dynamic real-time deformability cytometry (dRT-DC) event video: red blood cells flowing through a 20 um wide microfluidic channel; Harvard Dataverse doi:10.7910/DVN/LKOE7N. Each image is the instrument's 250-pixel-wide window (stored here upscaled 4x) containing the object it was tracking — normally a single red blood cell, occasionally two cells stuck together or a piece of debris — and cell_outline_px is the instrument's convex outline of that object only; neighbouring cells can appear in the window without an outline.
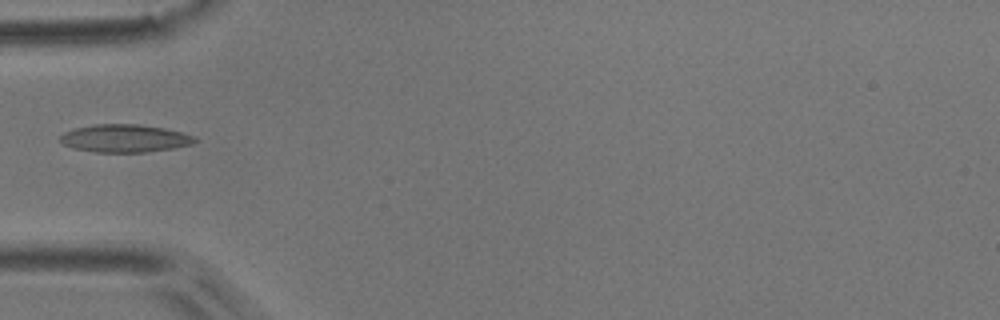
{"species": "common noctule bat (a hibernating species)", "species_latin": "Nyctalus noctula", "temperature_condition": "room temperature", "stored_images_in_passage": 7, "camera_frame_rate_fps": 3000, "um_per_image_px": 0.085, "animal": {"sex": "male", "body_mass_g": 17.9}, "frame": {"image": 1, "passage_image": 5, "time_ms": 1.333, "image_size_px": [1000, 320], "cell_outline_px": [[196, 140], [192, 144], [172, 148], [144, 152], [96, 152], [72, 148], [64, 144], [60, 140], [60, 136], [64, 132], [76, 128], [96, 124], [136, 124], [164, 128], [196, 136]], "centroid_in_image_um": [10.59, 11.76], "position_along_channel_um": 74.4, "area_um2": 21.62}}
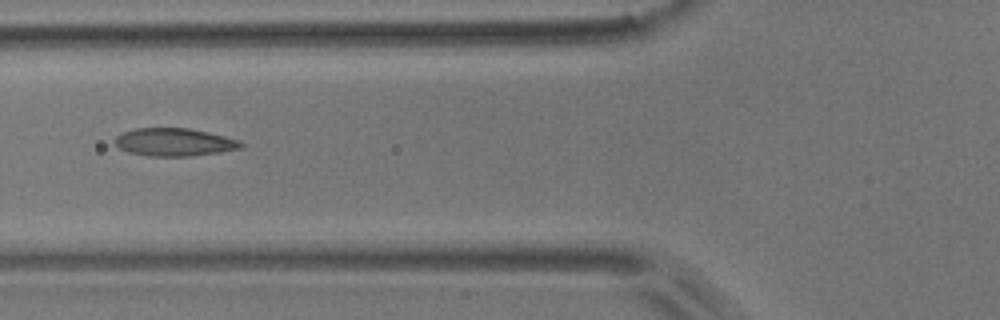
{"frame": {"image": 2, "passage_image": 6, "time_ms": 1.667, "image_size_px": [1000, 320], "cell_outline_px": [[244, 148], [220, 152], [192, 156], [148, 156], [128, 152], [116, 148], [116, 136], [124, 132], [136, 128], [188, 128], [208, 132], [240, 140], [244, 144]], "centroid_in_image_um": [14.84, 12.09], "position_along_channel_um": 111.0, "area_um2": 20.58}}
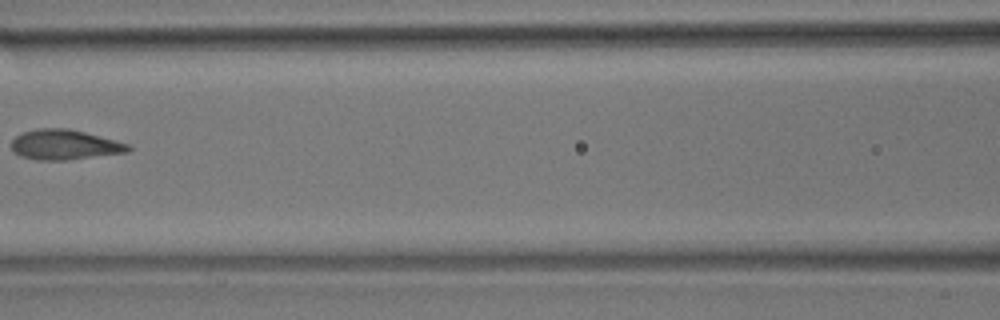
{"frame": {"image": 3, "passage_image": 7, "time_ms": 2.0, "image_size_px": [1000, 320], "cell_outline_px": [[132, 148], [128, 152], [68, 160], [36, 160], [20, 156], [12, 152], [12, 140], [16, 136], [24, 132], [36, 128], [68, 128], [116, 140], [128, 144]], "centroid_in_image_um": [5.47, 12.3], "position_along_channel_um": 161.1, "area_um2": 20.52}}